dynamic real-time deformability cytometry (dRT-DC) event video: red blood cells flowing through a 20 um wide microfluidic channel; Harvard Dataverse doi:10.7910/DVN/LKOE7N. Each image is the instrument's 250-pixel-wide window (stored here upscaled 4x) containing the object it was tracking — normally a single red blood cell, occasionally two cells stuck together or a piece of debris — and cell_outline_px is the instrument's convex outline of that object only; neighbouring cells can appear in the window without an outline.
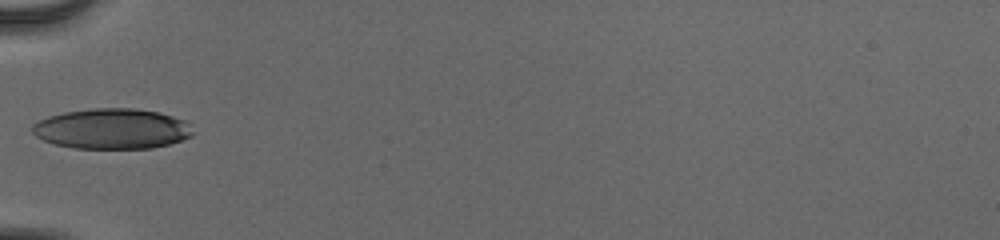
{"species": "human", "species_latin": "Homo sapiens", "temperature_condition": "cold", "stored_images_in_passage": 34, "camera_frame_rate_fps": 3000, "um_per_image_px": 0.085, "donor": {"sex": "male"}, "frame": {"image": 1, "passage_image": 1, "time_ms": 0.0, "image_size_px": [1000, 240], "cell_outline_px": [[192, 136], [168, 144], [152, 148], [72, 148], [56, 144], [44, 140], [36, 136], [32, 132], [32, 124], [48, 116], [64, 112], [96, 108], [132, 108], [160, 112], [184, 120], [192, 132]], "centroid_in_image_um": [9.49, 10.94], "position_along_channel_um": 75.5, "area_um2": 37.51}}
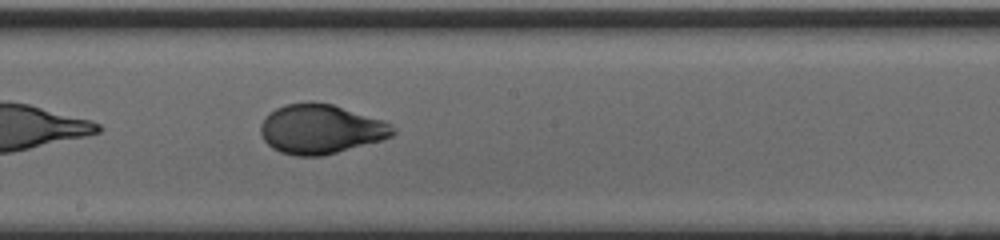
{"frame": {"image": 2, "passage_image": 12, "time_ms": 3.667, "image_size_px": [1000, 240], "cell_outline_px": [[396, 132], [392, 136], [380, 140], [336, 152], [320, 156], [296, 156], [280, 152], [272, 148], [264, 140], [260, 132], [260, 124], [264, 116], [276, 108], [284, 104], [312, 100], [332, 104], [384, 120], [392, 124], [396, 128]], "centroid_in_image_um": [27.24, 10.95], "position_along_channel_um": 221.0, "area_um2": 38.38}}
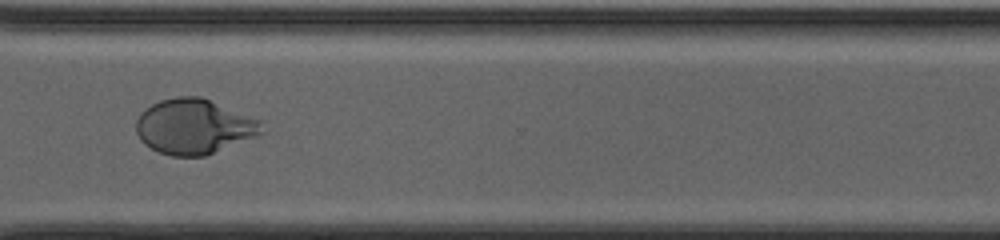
{"frame": {"image": 3, "passage_image": 22, "time_ms": 7.0, "image_size_px": [1000, 240], "cell_outline_px": [[264, 132], [256, 136], [204, 156], [172, 156], [160, 152], [144, 144], [140, 140], [136, 132], [136, 120], [140, 112], [152, 104], [160, 100], [176, 96], [200, 96], [260, 120]], "centroid_in_image_um": [16.46, 10.75], "position_along_channel_um": 354.1, "area_um2": 40.11}, "authors_computed_cell_mechanics": {"area_um2": 38.4081, "velocity_mm_per_s": 3.986, "shape_relaxation_time_tau1_ms": 3.8385, "shape_relaxation_time_tau2_ms": null, "deformation_change_tau1": 0.1783, "deformation_change_tau2": null}}